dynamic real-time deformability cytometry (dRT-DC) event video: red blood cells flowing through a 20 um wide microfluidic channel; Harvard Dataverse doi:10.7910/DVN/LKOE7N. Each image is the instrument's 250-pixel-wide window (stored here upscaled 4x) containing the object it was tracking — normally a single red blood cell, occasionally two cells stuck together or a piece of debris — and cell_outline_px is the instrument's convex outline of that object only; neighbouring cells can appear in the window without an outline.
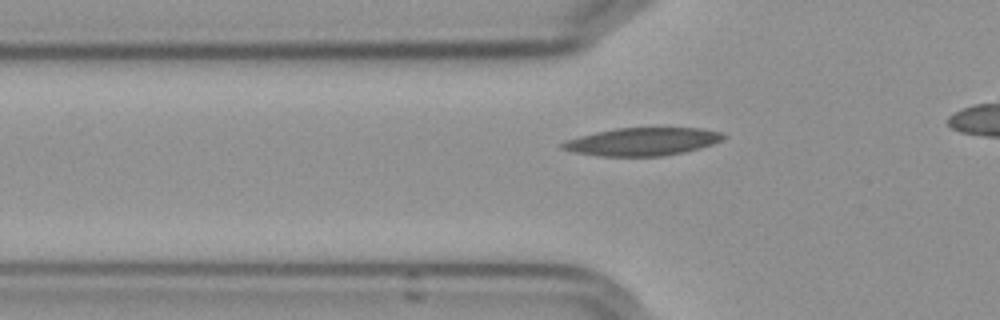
{"species": "Egyptian fruit bat (a non-hibernating species)", "species_latin": "Rousettus aegyptiacus", "temperature_condition": "cold", "stored_images_in_passage": 39, "camera_frame_rate_fps": 3000, "um_per_image_px": 0.085, "frame": {"image": 1, "passage_image": 11, "time_ms": 3.333, "image_size_px": [1000, 320], "cell_outline_px": [[728, 136], [724, 140], [700, 148], [684, 152], [664, 156], [600, 156], [572, 152], [560, 148], [560, 144], [564, 140], [596, 132], [616, 128], [700, 128], [724, 132]], "centroid_in_image_um": [54.63, 12.04], "position_along_channel_um": 71.2, "area_um2": 26.41}}
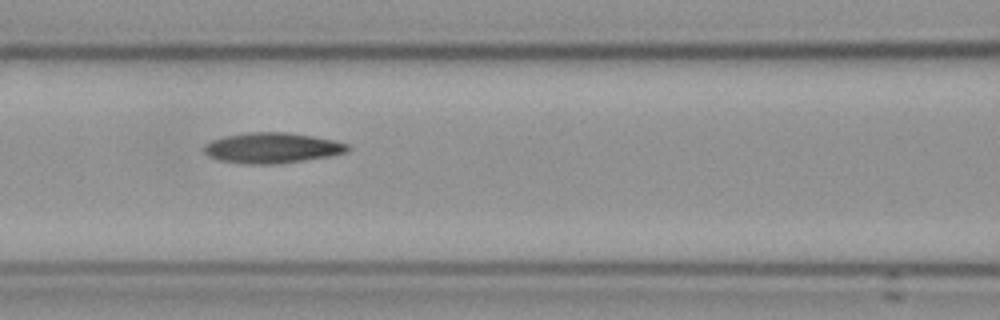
{"frame": {"image": 2, "passage_image": 17, "time_ms": 5.333, "image_size_px": [1000, 320], "cell_outline_px": [[352, 148], [348, 152], [328, 156], [304, 160], [276, 164], [240, 164], [220, 160], [208, 156], [204, 152], [204, 144], [212, 140], [224, 136], [248, 132], [288, 132], [312, 136], [332, 140], [348, 144]], "centroid_in_image_um": [23.11, 12.57], "position_along_channel_um": 143.5, "area_um2": 25.61}}
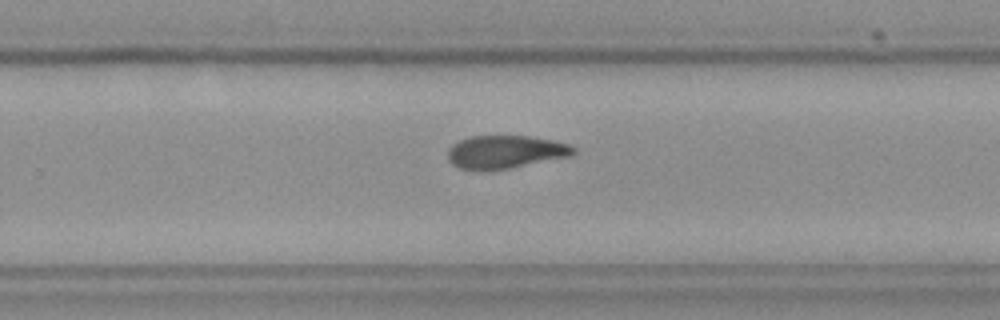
{"frame": {"image": 3, "passage_image": 29, "time_ms": 9.333, "image_size_px": [1000, 320], "cell_outline_px": [[576, 152], [568, 156], [508, 168], [484, 172], [460, 168], [452, 164], [448, 160], [448, 148], [452, 144], [460, 140], [472, 136], [528, 136], [552, 140], [572, 144], [576, 148]], "centroid_in_image_um": [42.92, 12.92], "position_along_channel_um": 286.9, "area_um2": 24.28}}